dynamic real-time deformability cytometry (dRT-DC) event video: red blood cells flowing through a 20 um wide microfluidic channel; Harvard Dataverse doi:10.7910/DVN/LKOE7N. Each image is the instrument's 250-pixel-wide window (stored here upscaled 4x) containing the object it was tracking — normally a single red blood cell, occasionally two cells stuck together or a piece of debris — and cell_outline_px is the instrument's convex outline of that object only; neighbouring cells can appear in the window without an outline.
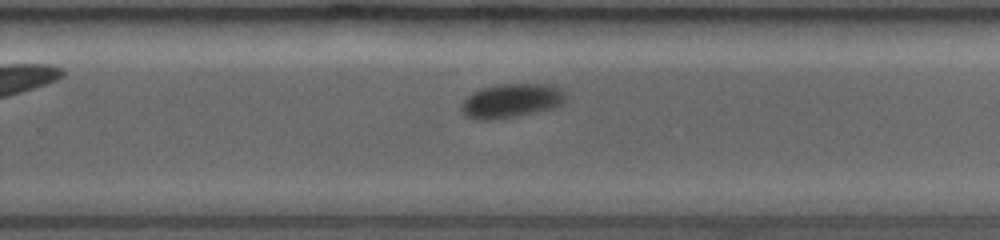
{"species": "common noctule bat (a hibernating species)", "species_latin": "Nyctalus noctula", "temperature_condition": "room temperature", "stored_images_in_passage": 15, "camera_frame_rate_fps": 3500, "um_per_image_px": 0.085, "animal": {"sex": "female", "body_mass_g": 19.0, "forearm_length_mm": 53.3}, "frame": {"image": 1, "passage_image": 11, "time_ms": 2.857, "image_size_px": [1000, 240], "cell_outline_px": [[564, 100], [560, 104], [548, 108], [512, 116], [488, 120], [476, 120], [468, 116], [464, 112], [464, 100], [468, 96], [484, 88], [504, 84], [544, 84], [556, 88], [560, 92]], "centroid_in_image_um": [43.4, 8.56], "position_along_channel_um": 286.4, "area_um2": 19.25}}